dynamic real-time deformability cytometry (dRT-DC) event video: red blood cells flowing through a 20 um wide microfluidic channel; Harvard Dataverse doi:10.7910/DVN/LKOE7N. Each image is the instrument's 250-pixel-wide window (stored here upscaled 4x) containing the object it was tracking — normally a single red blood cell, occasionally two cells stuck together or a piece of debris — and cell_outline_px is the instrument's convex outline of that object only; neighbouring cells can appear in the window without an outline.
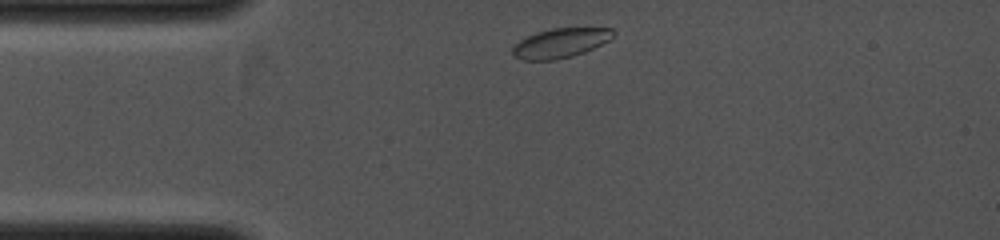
{"species": "common noctule bat (a hibernating species)", "species_latin": "Nyctalus noctula", "temperature_condition": "cold", "stored_images_in_passage": 18, "camera_frame_rate_fps": 4000, "um_per_image_px": 0.085, "animal": {"sex": "female", "body_mass_g": 19.0, "forearm_length_mm": 53.3}, "frame": {"image": 1, "passage_image": 1, "time_ms": 0.0, "image_size_px": [1000, 240], "cell_outline_px": [[616, 32], [608, 40], [584, 52], [572, 56], [556, 60], [520, 60], [512, 56], [512, 48], [520, 40], [536, 32], [552, 28], [612, 28]], "centroid_in_image_um": [47.6, 3.66], "position_along_channel_um": 37.4, "area_um2": 17.22}}
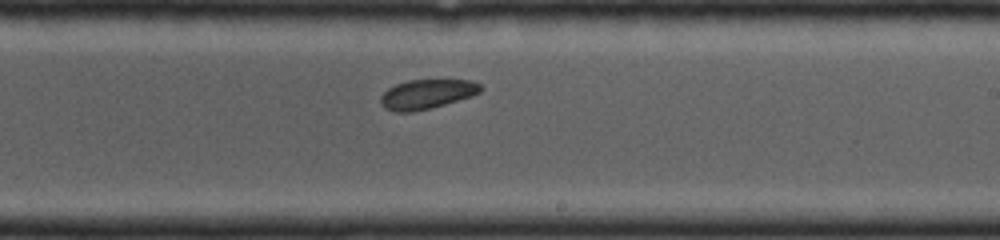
{"frame": {"image": 2, "passage_image": 11, "time_ms": 4.5, "image_size_px": [1000, 240], "cell_outline_px": [[484, 88], [480, 92], [472, 96], [432, 108], [412, 112], [396, 112], [384, 108], [380, 104], [380, 96], [388, 88], [396, 84], [408, 80], [472, 80], [480, 84]], "centroid_in_image_um": [36.28, 8.0], "position_along_channel_um": 252.7, "area_um2": 17.34}}
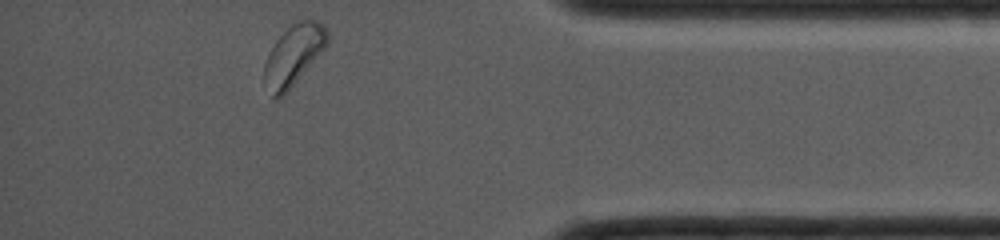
{"frame": {"image": 3, "passage_image": 18, "time_ms": 7.75, "image_size_px": [1000, 240], "cell_outline_px": [[328, 44], [284, 96], [276, 100], [272, 96], [264, 76], [264, 64], [276, 40], [292, 24], [300, 20], [316, 20], [328, 32]], "centroid_in_image_um": [24.96, 4.7], "position_along_channel_um": 410.2, "area_um2": 21.68}}